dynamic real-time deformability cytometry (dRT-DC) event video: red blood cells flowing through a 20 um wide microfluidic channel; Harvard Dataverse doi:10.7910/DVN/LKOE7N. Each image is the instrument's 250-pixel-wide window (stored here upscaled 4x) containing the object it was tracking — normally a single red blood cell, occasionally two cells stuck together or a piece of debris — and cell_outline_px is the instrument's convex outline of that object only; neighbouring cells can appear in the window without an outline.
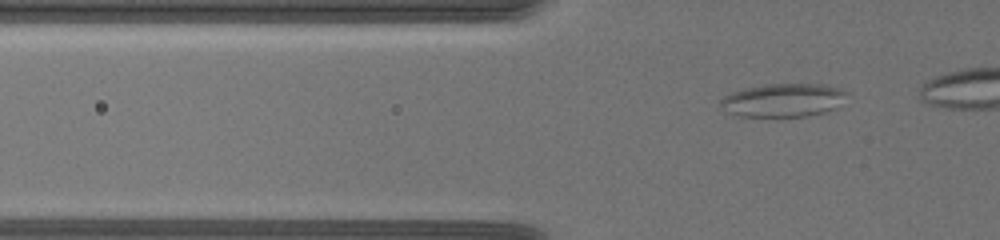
{"species": "common noctule bat (a hibernating species)", "species_latin": "Nyctalus noctula", "temperature_condition": "warm", "stored_images_in_passage": 53, "segment_of_instrument_passage": [1, 2], "camera_frame_rate_fps": 3000, "um_per_image_px": 0.085, "animal": {"sex": "female", "body_mass_g": 19.5, "forearm_length_mm": 54.1}, "frame": {"image": 1, "passage_image": 14, "time_ms": 4.333, "image_size_px": [1000, 240], "cell_outline_px": [[848, 92], [836, 108], [824, 112], [808, 116], [736, 116], [728, 112], [720, 104], [720, 100], [724, 96], [732, 92], [744, 88], [764, 84], [824, 84], [840, 88]], "centroid_in_image_um": [66.57, 8.5], "position_along_channel_um": 59.2, "area_um2": 24.51}}
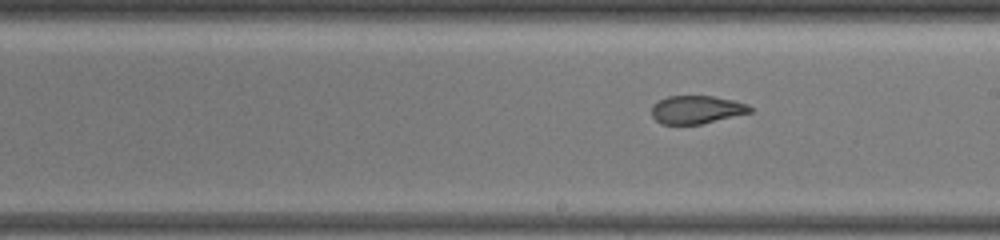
{"frame": {"image": 2, "passage_image": 33, "time_ms": 10.667, "image_size_px": [1000, 240], "cell_outline_px": [[752, 112], [700, 124], [660, 124], [652, 116], [652, 104], [668, 96], [712, 96], [736, 100], [748, 104], [752, 108]], "centroid_in_image_um": [59.22, 9.31], "position_along_channel_um": 229.8, "area_um2": 16.13}}
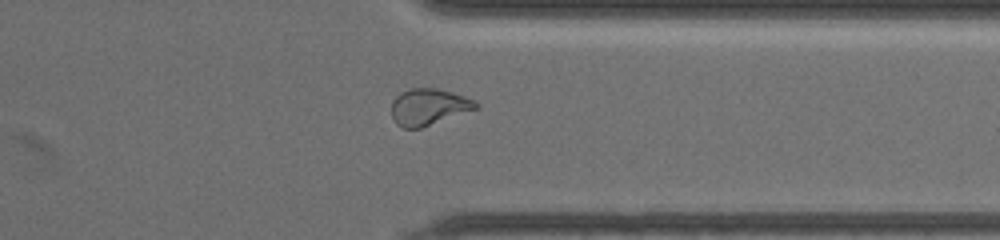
{"frame": {"image": 3, "passage_image": 48, "time_ms": 15.667, "image_size_px": [1000, 240], "cell_outline_px": [[480, 108], [420, 128], [404, 128], [396, 124], [392, 120], [392, 100], [400, 92], [408, 88], [436, 88], [452, 92], [476, 100], [480, 104]], "centroid_in_image_um": [36.45, 9.08], "position_along_channel_um": 375.0, "area_um2": 18.21}}